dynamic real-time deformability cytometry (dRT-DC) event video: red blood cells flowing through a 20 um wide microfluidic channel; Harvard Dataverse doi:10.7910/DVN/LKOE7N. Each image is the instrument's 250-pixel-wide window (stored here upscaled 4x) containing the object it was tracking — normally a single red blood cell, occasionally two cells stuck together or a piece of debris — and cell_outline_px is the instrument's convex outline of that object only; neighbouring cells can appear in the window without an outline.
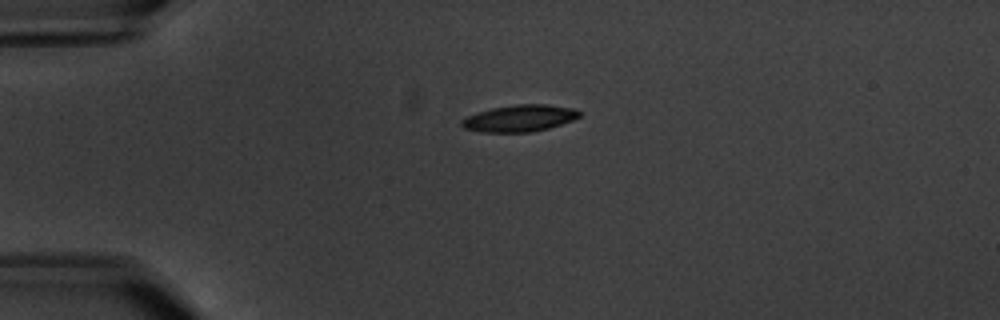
{"species": "common noctule bat (a hibernating species)", "species_latin": "Nyctalus noctula", "temperature_condition": "warm", "stored_images_in_passage": 6, "camera_frame_rate_fps": 3000, "um_per_image_px": 0.085, "animal": {"sex": "male", "body_mass_g": 20.1, "forearm_length_mm": 53.5}, "frame": {"image": 1, "passage_image": 5, "time_ms": 4.667, "image_size_px": [1000, 320], "cell_outline_px": [[580, 116], [572, 120], [548, 128], [532, 132], [480, 132], [464, 128], [460, 124], [460, 120], [468, 116], [492, 108], [516, 104], [548, 104], [572, 108], [580, 112]], "centroid_in_image_um": [44.15, 10.05], "position_along_channel_um": 40.9, "area_um2": 18.21}}